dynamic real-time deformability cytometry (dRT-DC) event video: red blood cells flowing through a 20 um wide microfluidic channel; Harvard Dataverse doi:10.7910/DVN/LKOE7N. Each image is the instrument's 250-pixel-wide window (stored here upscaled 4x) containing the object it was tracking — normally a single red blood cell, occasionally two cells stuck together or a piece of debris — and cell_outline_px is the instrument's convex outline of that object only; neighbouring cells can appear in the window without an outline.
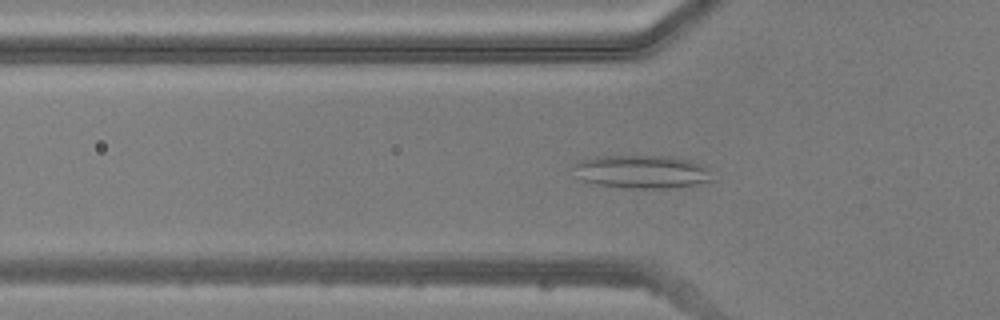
{"species": "common noctule bat (a hibernating species)", "species_latin": "Nyctalus noctula", "temperature_condition": "warm", "stored_images_in_passage": 48, "camera_frame_rate_fps": 3000, "um_per_image_px": 0.085, "animal": {"sex": "male", "body_mass_g": 20.5, "forearm_length_mm": 52.5}, "frame": {"image": 1, "passage_image": 15, "time_ms": 4.667, "image_size_px": [1000, 320], "cell_outline_px": [[712, 180], [696, 184], [668, 188], [632, 188], [600, 184], [584, 180], [576, 164], [580, 160], [596, 156], [672, 156], [692, 160], [704, 164], [708, 168]], "centroid_in_image_um": [54.69, 14.57], "position_along_channel_um": 71.1, "area_um2": 26.24}}
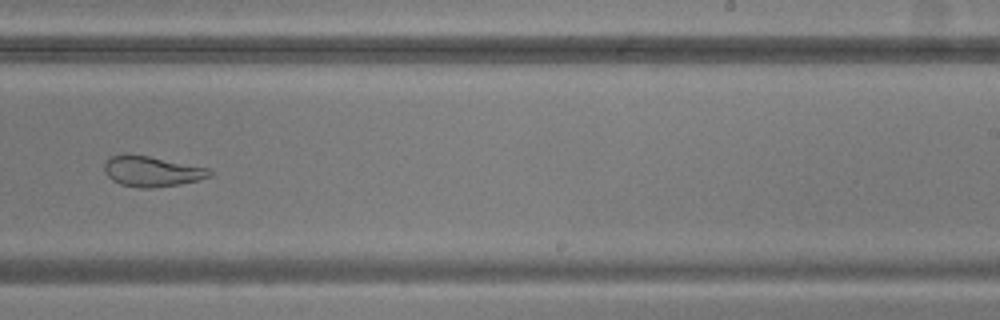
{"frame": {"image": 2, "passage_image": 30, "time_ms": 9.667, "image_size_px": [1000, 320], "cell_outline_px": [[212, 176], [200, 180], [180, 184], [152, 188], [140, 188], [120, 184], [112, 180], [104, 172], [104, 164], [112, 156], [124, 152], [128, 152], [208, 168], [212, 172]], "centroid_in_image_um": [12.88, 14.56], "position_along_channel_um": 276.1, "area_um2": 18.84}}
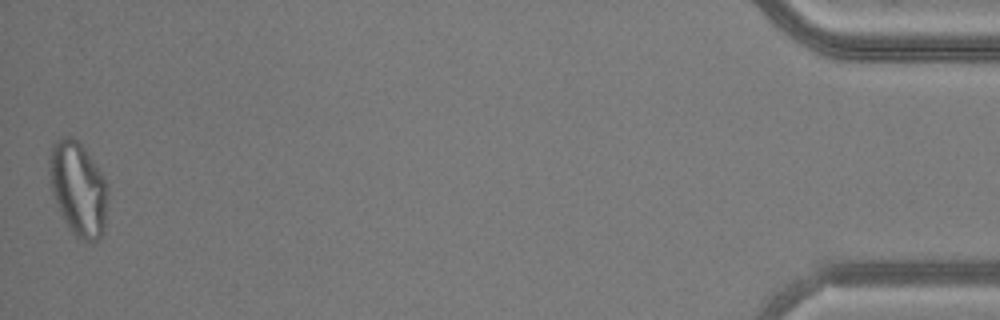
{"frame": {"image": 3, "passage_image": 48, "time_ms": 15.667, "image_size_px": [1000, 320], "cell_outline_px": [[104, 224], [100, 236], [96, 240], [84, 240], [76, 236], [72, 232], [64, 220], [60, 212], [52, 192], [48, 168], [48, 160], [52, 144], [56, 140], [64, 136], [72, 136], [80, 144], [92, 160], [100, 172], [104, 180]], "centroid_in_image_um": [6.56, 15.99], "position_along_channel_um": 428.6, "area_um2": 30.75}}